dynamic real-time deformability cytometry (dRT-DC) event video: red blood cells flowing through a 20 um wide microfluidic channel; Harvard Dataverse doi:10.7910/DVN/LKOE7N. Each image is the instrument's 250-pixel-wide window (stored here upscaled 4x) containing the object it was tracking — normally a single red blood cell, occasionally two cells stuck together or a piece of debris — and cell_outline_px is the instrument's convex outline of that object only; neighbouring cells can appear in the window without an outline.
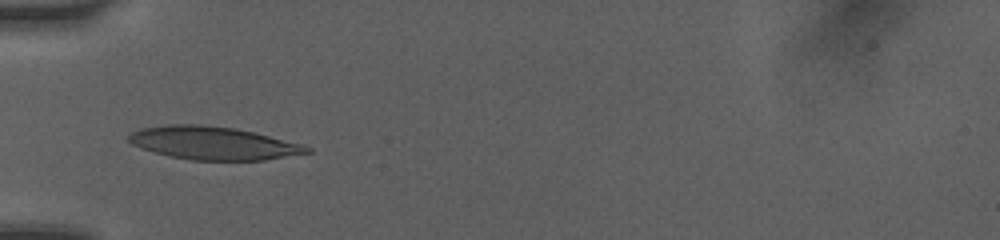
{"species": "human", "species_latin": "Homo sapiens", "temperature_condition": "room temperature", "stored_images_in_passage": 9, "camera_frame_rate_fps": 3000, "um_per_image_px": 0.085, "donor": {"sex": "female"}, "frame": {"image": 1, "passage_image": 7, "time_ms": 5.333, "image_size_px": [1000, 240], "cell_outline_px": [[312, 152], [264, 160], [192, 160], [168, 156], [140, 148], [132, 144], [128, 140], [128, 136], [132, 132], [140, 128], [168, 124], [200, 124], [236, 128], [300, 144], [312, 148]], "centroid_in_image_um": [18.07, 12.16], "position_along_channel_um": 66.9, "area_um2": 34.16}}
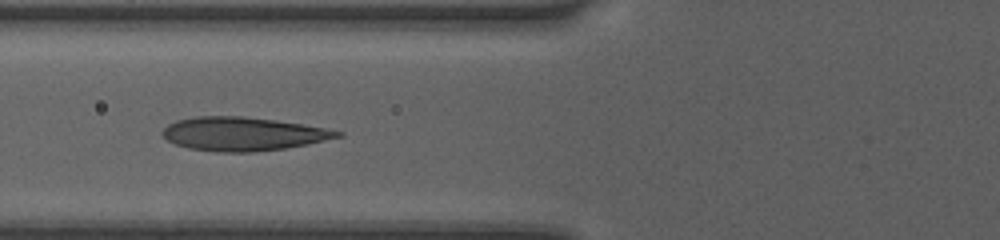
{"frame": {"image": 2, "passage_image": 8, "time_ms": 6.333, "image_size_px": [1000, 240], "cell_outline_px": [[344, 136], [308, 144], [284, 148], [252, 152], [216, 152], [188, 148], [176, 144], [168, 140], [160, 132], [168, 124], [176, 120], [196, 116], [244, 116], [276, 120], [304, 124], [344, 132]], "centroid_in_image_um": [20.65, 11.37], "position_along_channel_um": 105.1, "area_um2": 34.33}}